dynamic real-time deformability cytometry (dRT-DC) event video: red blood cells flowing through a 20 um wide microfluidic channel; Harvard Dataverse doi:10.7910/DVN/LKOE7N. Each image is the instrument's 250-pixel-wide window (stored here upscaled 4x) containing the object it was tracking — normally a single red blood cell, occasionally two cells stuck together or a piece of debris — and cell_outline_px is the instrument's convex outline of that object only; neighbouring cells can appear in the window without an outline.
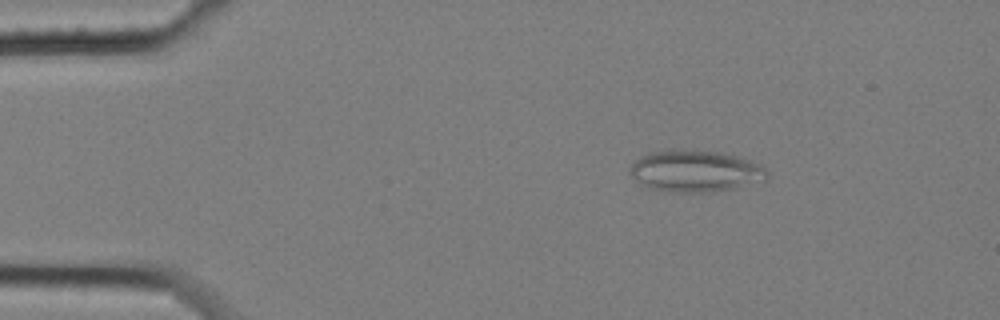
{"species": "common noctule bat (a hibernating species)", "species_latin": "Nyctalus noctula", "temperature_condition": "cold", "stored_images_in_passage": 3, "camera_frame_rate_fps": 3000, "um_per_image_px": 0.085, "animal": {"sex": "female", "body_mass_g": 25.1}, "frame": {"image": 1, "passage_image": 1, "time_ms": 0.0, "image_size_px": [1000, 320], "cell_outline_px": [[768, 176], [764, 180], [736, 188], [712, 192], [676, 192], [648, 188], [632, 176], [628, 172], [628, 168], [640, 156], [648, 152], [720, 152], [752, 160], [760, 164], [768, 172]], "centroid_in_image_um": [59.13, 14.58], "position_along_channel_um": 25.9, "area_um2": 32.6}}